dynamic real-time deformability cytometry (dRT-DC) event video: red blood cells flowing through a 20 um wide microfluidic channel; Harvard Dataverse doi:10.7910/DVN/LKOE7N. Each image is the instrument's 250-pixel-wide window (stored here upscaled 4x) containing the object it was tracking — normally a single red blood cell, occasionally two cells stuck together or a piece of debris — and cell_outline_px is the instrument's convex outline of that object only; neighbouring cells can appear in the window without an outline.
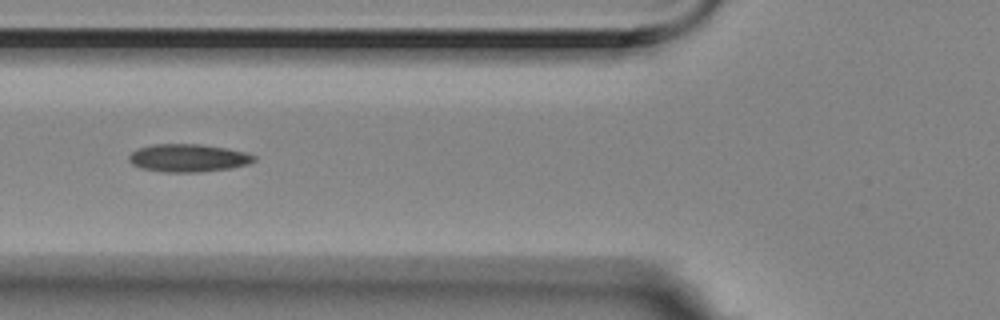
{"species": "Egyptian fruit bat (a non-hibernating species)", "species_latin": "Rousettus aegyptiacus", "temperature_condition": "room temperature", "stored_images_in_passage": 10, "segment_of_instrument_passage": [1, 2], "camera_frame_rate_fps": 3000, "um_per_image_px": 0.085, "animal": {"sex": "female"}, "frame": {"image": 1, "passage_image": 5, "time_ms": 1.333, "image_size_px": [1000, 320], "cell_outline_px": [[256, 160], [248, 164], [228, 168], [196, 172], [164, 172], [140, 168], [132, 164], [128, 160], [128, 156], [136, 148], [152, 144], [200, 144], [228, 148], [248, 152], [256, 156]], "centroid_in_image_um": [15.98, 13.41], "position_along_channel_um": 109.8, "area_um2": 20.46}}
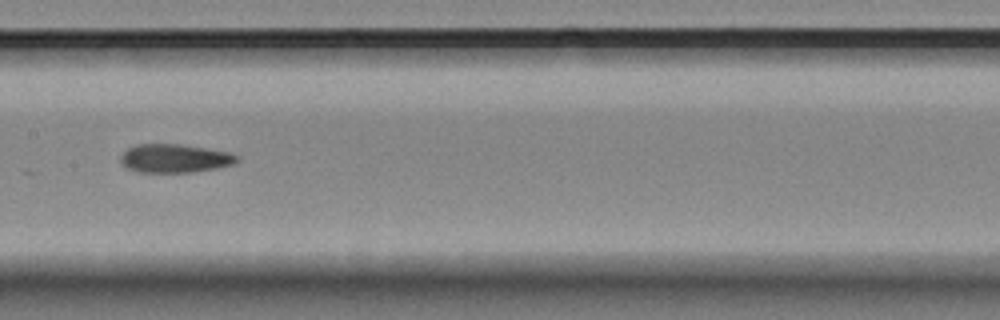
{"frame": {"image": 2, "passage_image": 7, "time_ms": 2.0, "image_size_px": [1000, 320], "cell_outline_px": [[240, 160], [232, 164], [216, 168], [192, 172], [136, 172], [120, 164], [120, 156], [128, 148], [136, 144], [180, 144], [228, 152], [240, 156]], "centroid_in_image_um": [14.83, 13.46], "position_along_channel_um": 192.6, "area_um2": 19.36}}
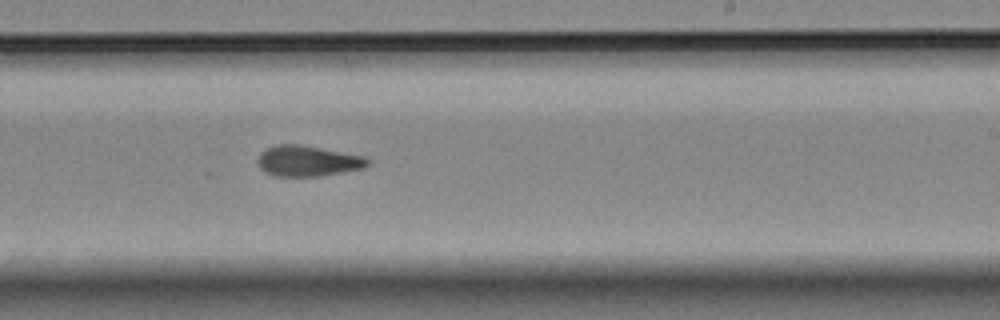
{"frame": {"image": 3, "passage_image": 9, "time_ms": 2.667, "image_size_px": [1000, 320], "cell_outline_px": [[372, 160], [364, 168], [344, 172], [320, 176], [272, 176], [264, 172], [260, 168], [256, 160], [260, 152], [268, 148], [280, 144], [296, 144], [364, 156]], "centroid_in_image_um": [26.14, 13.7], "position_along_channel_um": 262.9, "area_um2": 19.65}}